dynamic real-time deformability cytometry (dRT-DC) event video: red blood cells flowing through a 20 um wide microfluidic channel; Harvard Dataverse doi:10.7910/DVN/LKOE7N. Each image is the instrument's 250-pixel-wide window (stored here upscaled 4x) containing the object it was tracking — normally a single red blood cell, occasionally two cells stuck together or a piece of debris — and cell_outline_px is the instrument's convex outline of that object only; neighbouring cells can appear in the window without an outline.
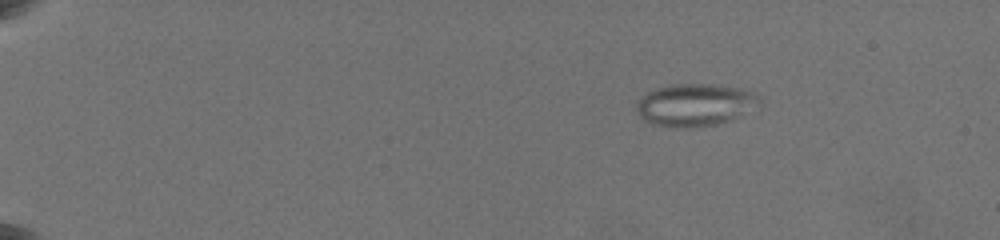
{"species": "common noctule bat (a hibernating species)", "species_latin": "Nyctalus noctula", "temperature_condition": "warm", "stored_images_in_passage": 35, "camera_frame_rate_fps": 3000, "um_per_image_px": 0.085, "animal": {"sex": "female", "body_mass_g": 19.5, "forearm_length_mm": 54.1}, "frame": {"image": 1, "passage_image": 5, "time_ms": 3.333, "image_size_px": [1000, 240], "cell_outline_px": [[760, 104], [732, 120], [716, 124], [688, 128], [676, 128], [652, 124], [644, 120], [636, 112], [636, 104], [648, 92], [656, 88], [672, 84], [716, 84], [736, 88], [752, 92], [756, 96]], "centroid_in_image_um": [59.03, 8.93], "position_along_channel_um": 26.0, "area_um2": 30.17}}
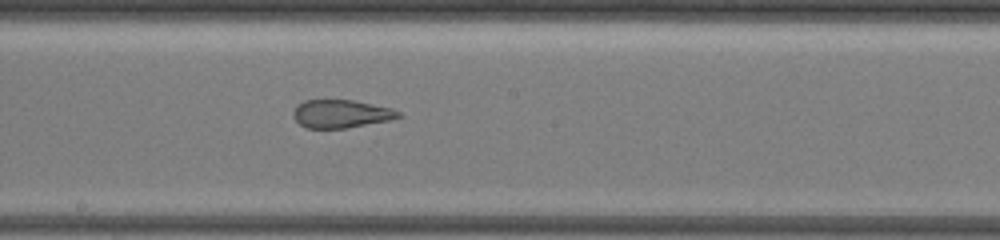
{"frame": {"image": 2, "passage_image": 20, "time_ms": 12.333, "image_size_px": [1000, 240], "cell_outline_px": [[404, 116], [388, 120], [344, 128], [308, 128], [300, 124], [292, 116], [292, 112], [296, 104], [304, 100], [352, 100], [392, 108], [400, 112]], "centroid_in_image_um": [28.96, 9.66], "position_along_channel_um": 219.2, "area_um2": 17.17}}
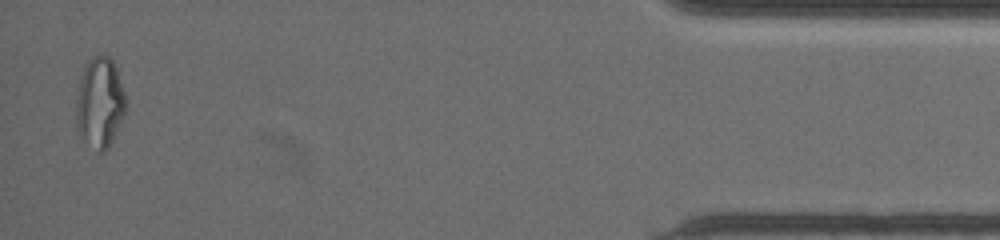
{"frame": {"image": 3, "passage_image": 34, "time_ms": 20.0, "image_size_px": [1000, 240], "cell_outline_px": [[124, 112], [112, 140], [108, 148], [104, 152], [96, 152], [80, 132], [76, 124], [76, 100], [80, 80], [84, 64], [92, 56], [104, 52], [112, 60], [116, 68], [124, 92]], "centroid_in_image_um": [8.46, 8.67], "position_along_channel_um": 426.7, "area_um2": 25.78}, "authors_computed_cell_mechanics": {"area_um2": 22.831, "velocity_mm_per_s": 3.5671, "shape_relaxation_time_tau1_ms": null, "shape_relaxation_time_tau2_ms": 1.4228, "deformation_change_tau1": null, "deformation_change_tau2": 0.1087}}